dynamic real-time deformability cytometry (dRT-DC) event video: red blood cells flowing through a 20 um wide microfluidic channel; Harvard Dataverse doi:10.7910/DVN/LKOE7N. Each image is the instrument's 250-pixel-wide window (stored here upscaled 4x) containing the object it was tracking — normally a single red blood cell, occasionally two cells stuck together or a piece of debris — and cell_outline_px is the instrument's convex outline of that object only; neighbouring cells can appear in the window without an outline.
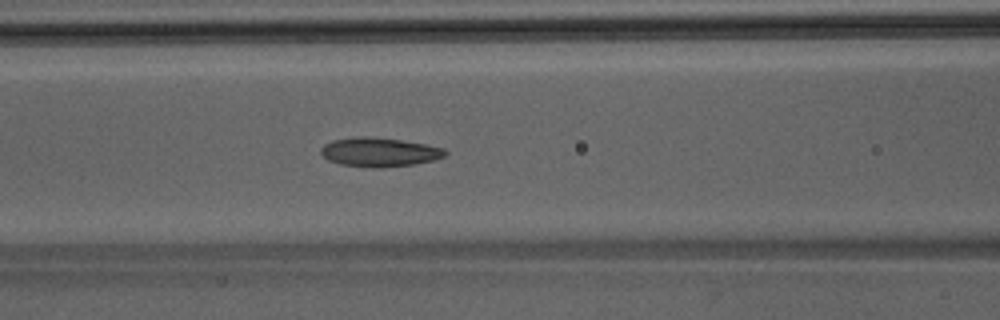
{"species": "Egyptian fruit bat (a non-hibernating species)", "species_latin": "Rousettus aegyptiacus", "temperature_condition": "room temperature", "stored_images_in_passage": 47, "camera_frame_rate_fps": 3000, "um_per_image_px": 0.085, "animal": {"sex": "male"}, "frame": {"image": 1, "passage_image": 18, "time_ms": 5.667, "image_size_px": [1000, 320], "cell_outline_px": [[448, 152], [444, 156], [432, 160], [412, 164], [380, 168], [372, 168], [340, 164], [328, 160], [320, 152], [320, 148], [324, 144], [332, 140], [360, 136], [364, 136], [400, 140], [428, 144], [444, 148]], "centroid_in_image_um": [32.23, 12.93], "position_along_channel_um": 134.4, "area_um2": 20.98}}
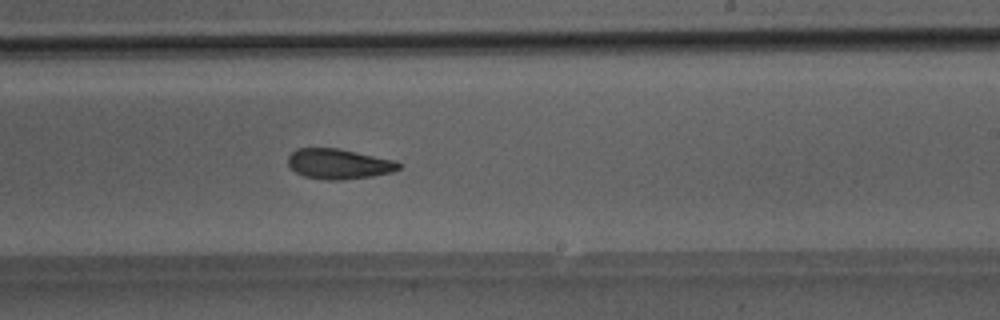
{"frame": {"image": 2, "passage_image": 27, "time_ms": 8.667, "image_size_px": [1000, 320], "cell_outline_px": [[404, 164], [400, 168], [392, 172], [372, 176], [340, 180], [328, 180], [304, 176], [296, 172], [288, 164], [288, 156], [296, 148], [340, 148], [396, 160]], "centroid_in_image_um": [28.84, 13.92], "position_along_channel_um": 260.2, "area_um2": 19.65}}
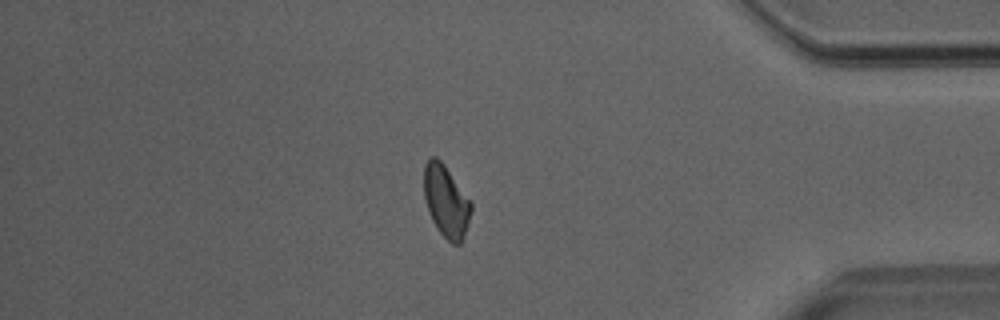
{"frame": {"image": 3, "passage_image": 39, "time_ms": 12.667, "image_size_px": [1000, 320], "cell_outline_px": [[472, 212], [464, 236], [460, 244], [452, 244], [440, 232], [432, 220], [428, 212], [424, 196], [424, 164], [432, 156], [436, 156], [444, 164], [472, 200]], "centroid_in_image_um": [37.94, 17.09], "position_along_channel_um": 397.3, "area_um2": 20.0}}